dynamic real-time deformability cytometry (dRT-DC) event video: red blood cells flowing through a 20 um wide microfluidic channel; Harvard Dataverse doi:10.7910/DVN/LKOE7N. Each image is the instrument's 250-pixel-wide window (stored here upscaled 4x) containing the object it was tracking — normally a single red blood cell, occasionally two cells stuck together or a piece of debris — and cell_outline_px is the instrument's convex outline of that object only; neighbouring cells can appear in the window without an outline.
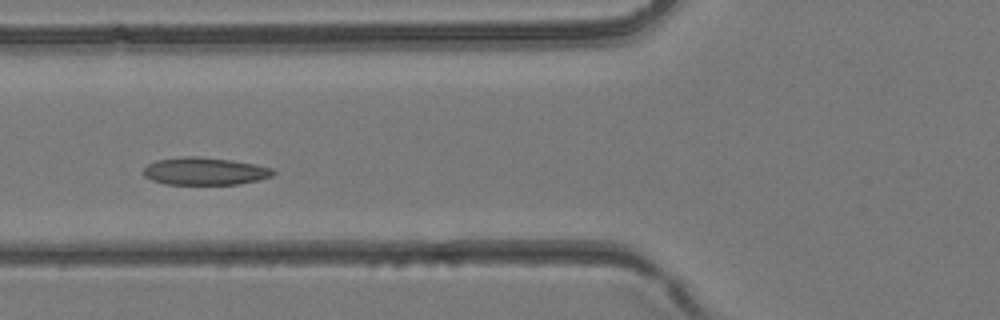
{"species": "common noctule bat (a hibernating species)", "species_latin": "Nyctalus noctula", "temperature_condition": "room temperature", "stored_images_in_passage": 4, "camera_frame_rate_fps": 3000, "um_per_image_px": 0.085, "animal": {"sex": "female", "body_mass_g": 24.6, "forearm_length_mm": 56.2}, "frame": {"image": 1, "passage_image": 3, "time_ms": 0.667, "image_size_px": [1000, 320], "cell_outline_px": [[276, 172], [272, 176], [240, 184], [164, 184], [152, 180], [144, 176], [144, 168], [148, 164], [156, 160], [184, 156], [196, 156], [232, 160], [256, 164], [272, 168]], "centroid_in_image_um": [17.4, 14.55], "position_along_channel_um": 108.4, "area_um2": 20.81}}
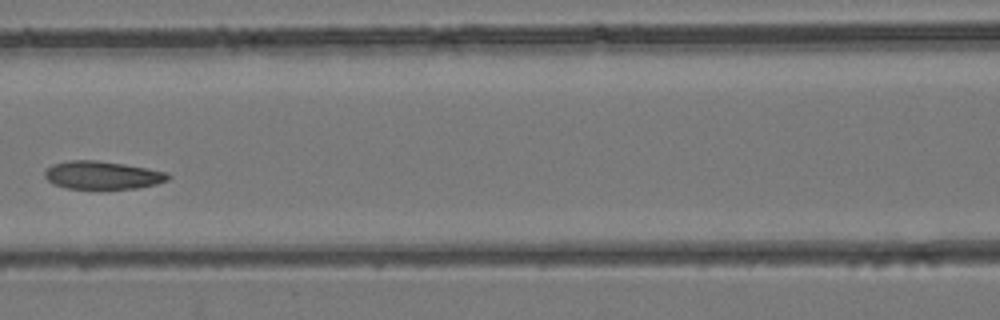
{"frame": {"image": 2, "passage_image": 4, "time_ms": 1.0, "image_size_px": [1000, 320], "cell_outline_px": [[172, 176], [168, 180], [156, 184], [136, 188], [68, 188], [52, 184], [44, 176], [44, 172], [52, 164], [68, 160], [96, 160], [124, 164], [148, 168], [168, 172]], "centroid_in_image_um": [8.71, 14.88], "position_along_channel_um": 157.9, "area_um2": 20.11}}